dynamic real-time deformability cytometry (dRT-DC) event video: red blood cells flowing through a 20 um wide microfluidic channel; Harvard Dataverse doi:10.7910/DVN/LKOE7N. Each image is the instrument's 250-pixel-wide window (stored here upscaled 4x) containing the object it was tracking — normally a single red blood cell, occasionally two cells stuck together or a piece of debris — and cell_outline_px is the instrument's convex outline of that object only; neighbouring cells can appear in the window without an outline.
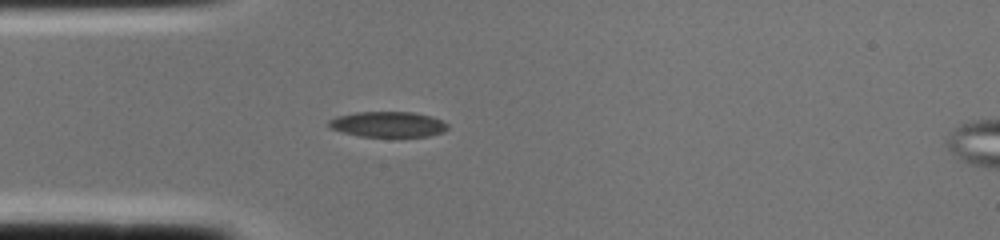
{"species": "common noctule bat (a hibernating species)", "species_latin": "Nyctalus noctula", "temperature_condition": "cold", "stored_images_in_passage": 2, "camera_frame_rate_fps": 3000, "um_per_image_px": 0.085, "animal": {"sex": "female", "body_mass_g": 22.0, "forearm_length_mm": 56.7}, "frame": {"image": 1, "passage_image": 1, "time_ms": 0.0, "image_size_px": [1000, 240], "cell_outline_px": [[448, 128], [444, 132], [428, 136], [360, 136], [328, 128], [328, 120], [336, 116], [356, 112], [412, 112], [432, 116], [448, 124]], "centroid_in_image_um": [32.96, 10.56], "position_along_channel_um": 52.0, "area_um2": 17.63}}